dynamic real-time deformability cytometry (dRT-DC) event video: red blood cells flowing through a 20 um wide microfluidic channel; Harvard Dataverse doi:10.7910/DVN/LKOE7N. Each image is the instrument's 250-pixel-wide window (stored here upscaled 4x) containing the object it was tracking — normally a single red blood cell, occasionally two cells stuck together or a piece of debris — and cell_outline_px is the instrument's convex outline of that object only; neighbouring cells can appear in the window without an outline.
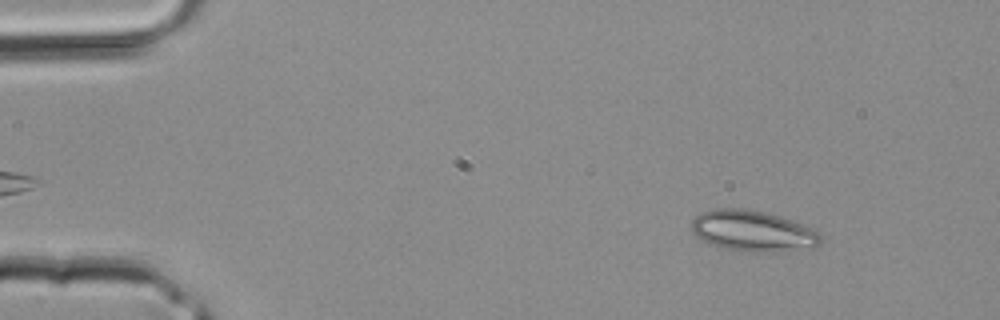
{"species": "common noctule bat (a hibernating species)", "species_latin": "Nyctalus noctula", "temperature_condition": "room temperature", "stored_images_in_passage": 40, "segment_of_instrument_passage": [1, 2], "camera_frame_rate_fps": 3000, "um_per_image_px": 0.085, "animal": {"sex": "male", "body_mass_g": 20.4}, "frame": {"image": 1, "passage_image": 4, "time_ms": 1.0, "image_size_px": [1000, 320], "cell_outline_px": [[820, 244], [772, 252], [748, 252], [724, 248], [712, 244], [704, 240], [692, 232], [692, 220], [700, 212], [712, 208], [744, 208], [764, 212], [780, 216], [800, 224], [816, 232], [820, 236]], "centroid_in_image_um": [63.88, 19.61], "position_along_channel_um": 21.1, "area_um2": 30.06}}
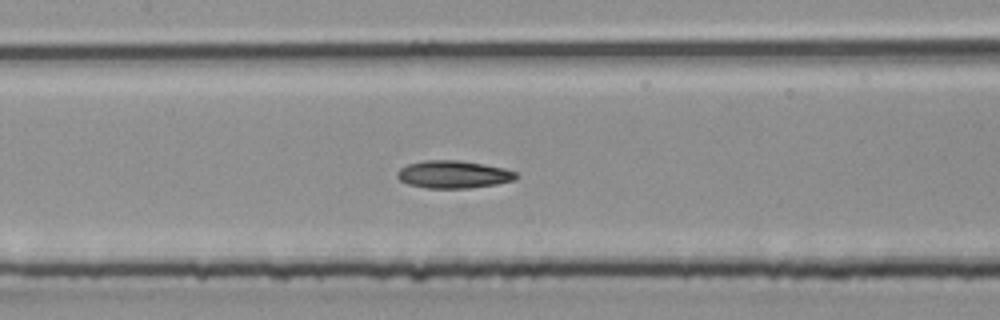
{"frame": {"image": 2, "passage_image": 18, "time_ms": 5.667, "image_size_px": [1000, 320], "cell_outline_px": [[520, 176], [516, 180], [496, 184], [468, 188], [424, 188], [408, 184], [400, 180], [396, 176], [396, 172], [400, 168], [408, 164], [424, 160], [456, 160], [504, 168], [516, 172]], "centroid_in_image_um": [38.53, 14.83], "position_along_channel_um": 168.9, "area_um2": 19.13}}
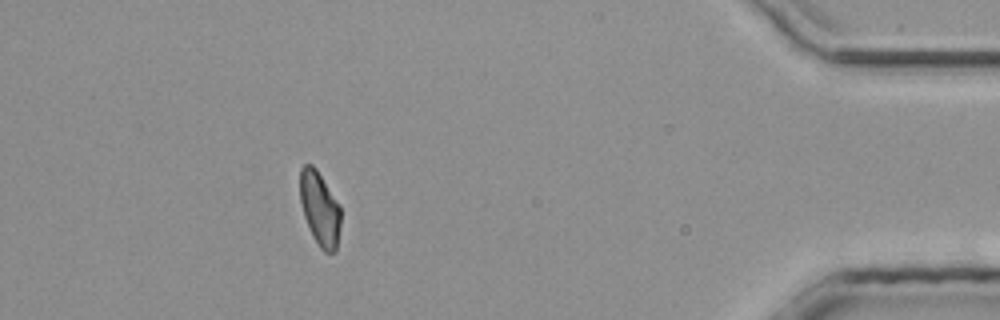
{"frame": {"image": 3, "passage_image": 35, "time_ms": 11.333, "image_size_px": [1000, 320], "cell_outline_px": [[340, 224], [336, 252], [324, 252], [320, 248], [312, 236], [304, 216], [300, 200], [300, 168], [304, 164], [312, 164], [316, 168], [340, 204]], "centroid_in_image_um": [27.18, 17.73], "position_along_channel_um": 408.0, "area_um2": 17.69}}